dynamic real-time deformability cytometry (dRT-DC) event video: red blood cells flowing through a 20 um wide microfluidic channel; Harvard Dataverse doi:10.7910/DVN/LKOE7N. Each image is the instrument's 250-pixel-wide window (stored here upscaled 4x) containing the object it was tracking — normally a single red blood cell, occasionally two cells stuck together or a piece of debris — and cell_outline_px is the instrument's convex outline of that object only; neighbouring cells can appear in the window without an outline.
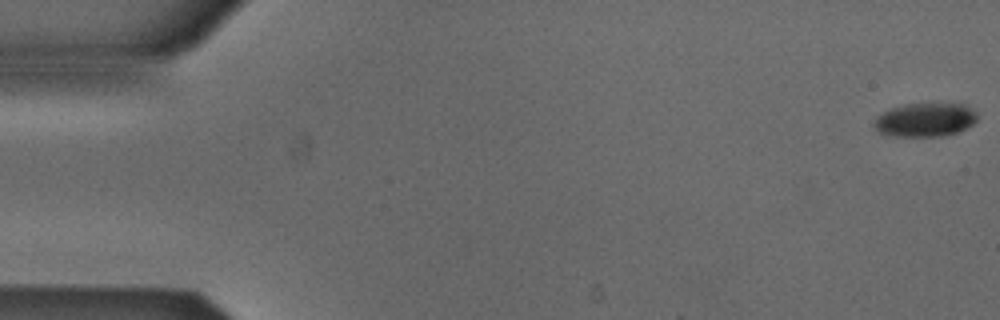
{"species": "Egyptian fruit bat (a non-hibernating species)", "species_latin": "Rousettus aegyptiacus", "temperature_condition": "cold", "stored_images_in_passage": 54, "camera_frame_rate_fps": 3000, "um_per_image_px": 0.085, "animal": {"sex": "male"}, "frame": {"image": 1, "passage_image": 1, "time_ms": 0.0, "image_size_px": [1000, 320], "cell_outline_px": [[976, 120], [972, 124], [956, 132], [944, 136], [892, 136], [880, 132], [872, 124], [876, 116], [892, 108], [904, 104], [964, 104], [976, 112]], "centroid_in_image_um": [78.61, 10.19], "position_along_channel_um": 6.4, "area_um2": 20.0}}
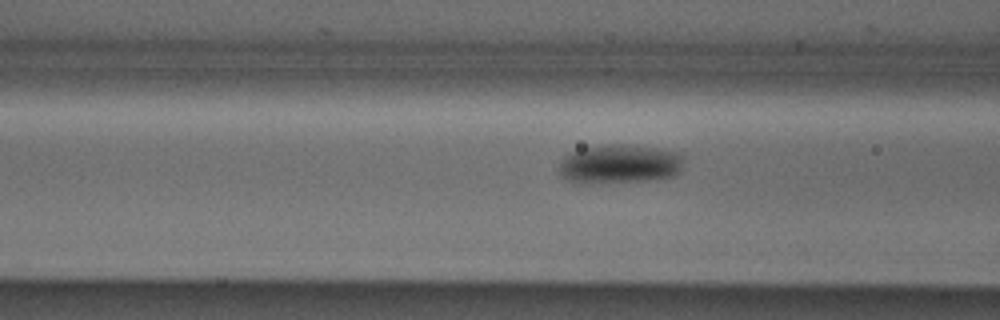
{"frame": {"image": 2, "passage_image": 21, "time_ms": 6.667, "image_size_px": [1000, 320], "cell_outline_px": [[684, 156], [680, 172], [676, 176], [648, 180], [600, 184], [576, 184], [560, 176], [560, 160], [564, 156], [580, 148], [600, 144], [620, 144], [656, 148], [680, 152]], "centroid_in_image_um": [52.64, 13.96], "position_along_channel_um": 114.0, "area_um2": 29.13}}
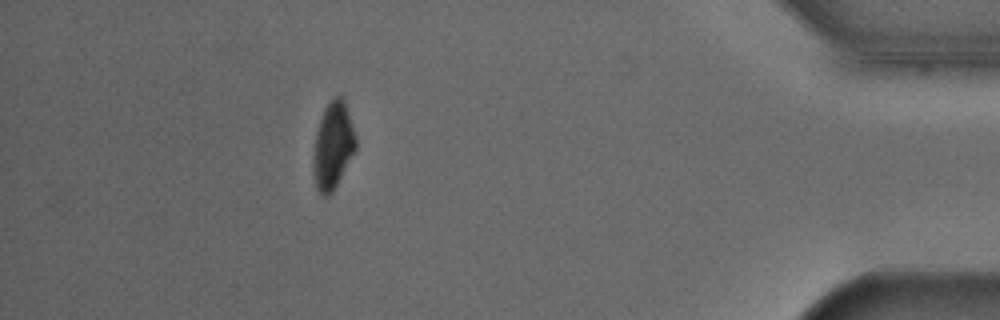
{"frame": {"image": 3, "passage_image": 48, "time_ms": 15.667, "image_size_px": [1000, 320], "cell_outline_px": [[356, 148], [332, 192], [328, 196], [324, 196], [316, 188], [312, 172], [312, 160], [316, 132], [324, 108], [336, 96], [340, 96], [344, 100], [356, 136]], "centroid_in_image_um": [28.27, 12.4], "position_along_channel_um": 406.9, "area_um2": 21.21}, "authors_computed_cell_mechanics": {"area_um2": 23.7269, "velocity_mm_per_s": 3.8658, "shape_relaxation_time_tau1_ms": 1.6449, "shape_relaxation_time_tau2_ms": null, "deformation_change_tau1": 0.0907, "deformation_change_tau2": null}}